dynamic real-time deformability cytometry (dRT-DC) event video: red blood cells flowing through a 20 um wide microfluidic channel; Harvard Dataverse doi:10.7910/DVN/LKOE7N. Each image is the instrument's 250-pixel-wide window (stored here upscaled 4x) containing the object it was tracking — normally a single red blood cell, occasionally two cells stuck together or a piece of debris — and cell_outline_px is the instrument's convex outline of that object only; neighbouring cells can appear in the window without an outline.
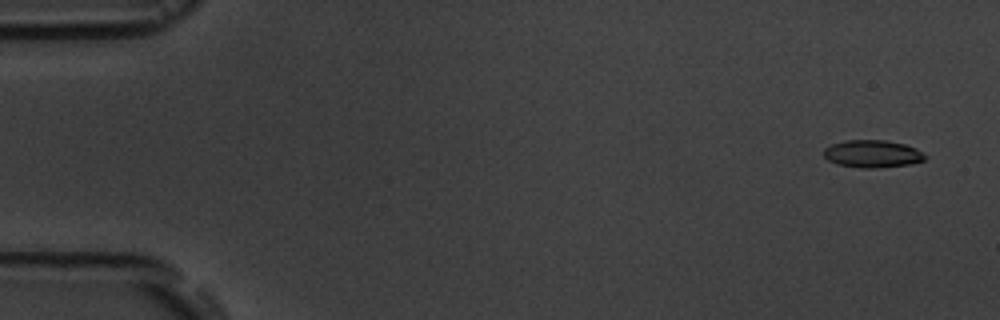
{"species": "common noctule bat (a hibernating species)", "species_latin": "Nyctalus noctula", "temperature_condition": "room temperature", "stored_images_in_passage": 5, "camera_frame_rate_fps": 3000, "um_per_image_px": 0.085, "animal": {"sex": "male", "body_mass_g": 19.5, "forearm_length_mm": 54.6}, "frame": {"image": 1, "passage_image": 1, "time_ms": 0.0, "image_size_px": [1000, 320], "cell_outline_px": [[928, 156], [924, 160], [908, 164], [876, 168], [860, 168], [836, 164], [828, 160], [824, 156], [824, 148], [832, 144], [844, 140], [884, 140], [904, 144], [916, 148]], "centroid_in_image_um": [74.14, 13.07], "position_along_channel_um": 10.9, "area_um2": 16.24}}
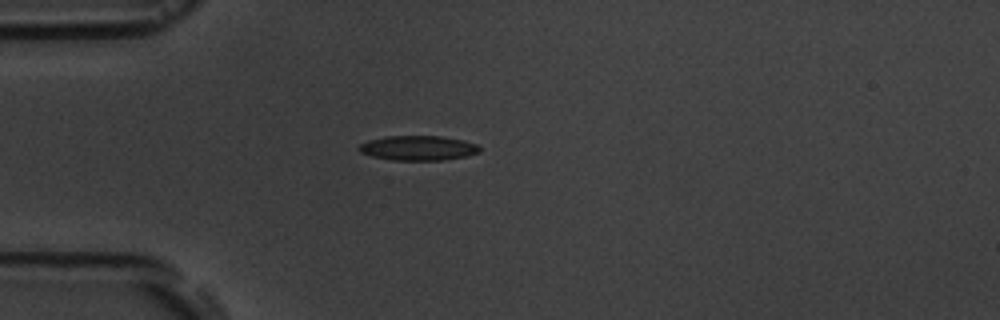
{"frame": {"image": 2, "passage_image": 4, "time_ms": 4.333, "image_size_px": [1000, 320], "cell_outline_px": [[480, 152], [464, 156], [444, 160], [392, 160], [372, 156], [360, 152], [356, 148], [360, 144], [368, 140], [388, 136], [440, 136], [464, 140], [476, 144], [480, 148]], "centroid_in_image_um": [35.52, 12.58], "position_along_channel_um": 49.5, "area_um2": 17.34}}